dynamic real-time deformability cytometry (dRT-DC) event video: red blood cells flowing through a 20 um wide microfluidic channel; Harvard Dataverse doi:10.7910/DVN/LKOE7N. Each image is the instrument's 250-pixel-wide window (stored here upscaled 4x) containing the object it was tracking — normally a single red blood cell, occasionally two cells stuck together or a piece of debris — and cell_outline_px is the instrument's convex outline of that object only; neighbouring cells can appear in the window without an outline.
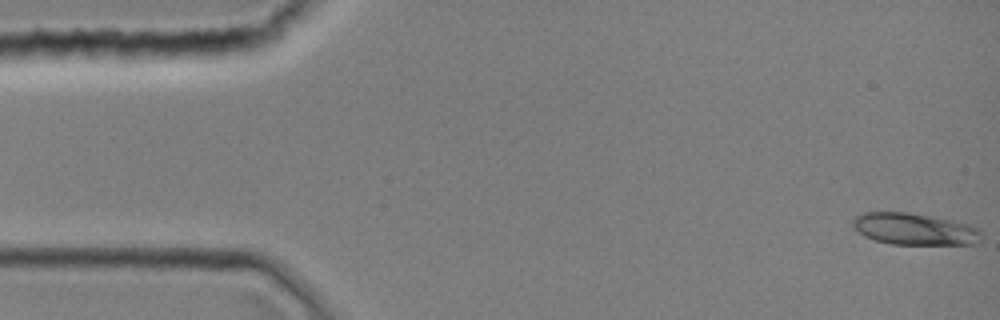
{"species": "common noctule bat (a hibernating species)", "species_latin": "Nyctalus noctula", "temperature_condition": "room temperature", "stored_images_in_passage": 7, "camera_frame_rate_fps": 3000, "um_per_image_px": 0.085, "animal": {"sex": "female", "body_mass_g": 19.0, "forearm_length_mm": 51.5}, "frame": {"image": 1, "passage_image": 1, "time_ms": 0.0, "image_size_px": [1000, 320], "cell_outline_px": [[980, 244], [892, 244], [876, 240], [864, 236], [852, 228], [852, 220], [856, 216], [864, 212], [908, 212], [932, 216], [952, 220], [968, 224], [980, 228]], "centroid_in_image_um": [77.73, 19.46], "position_along_channel_um": 7.3, "area_um2": 23.93}}